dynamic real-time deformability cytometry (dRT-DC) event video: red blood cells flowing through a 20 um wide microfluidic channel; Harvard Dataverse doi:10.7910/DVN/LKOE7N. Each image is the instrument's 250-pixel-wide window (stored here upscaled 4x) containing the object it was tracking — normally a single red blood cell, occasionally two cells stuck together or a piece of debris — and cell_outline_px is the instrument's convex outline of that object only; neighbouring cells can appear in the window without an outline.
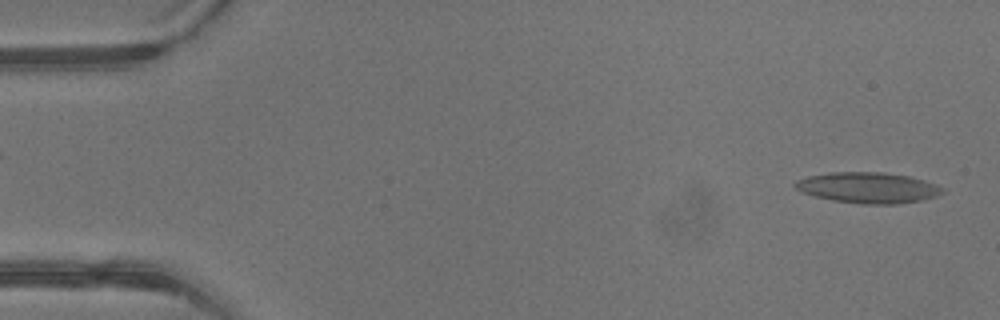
{"species": "common noctule bat (a hibernating species)", "species_latin": "Nyctalus noctula", "temperature_condition": "warm", "stored_images_in_passage": 4, "camera_frame_rate_fps": 3000, "um_per_image_px": 0.085, "animal": {"sex": "male", "body_mass_g": 13.3}, "frame": {"image": 1, "passage_image": 4, "time_ms": 1.0, "image_size_px": [1000, 320], "cell_outline_px": [[944, 192], [936, 196], [920, 200], [896, 204], [860, 204], [832, 200], [816, 196], [804, 192], [796, 188], [792, 184], [796, 180], [808, 176], [832, 172], [884, 172], [908, 176], [924, 180], [936, 184], [944, 188]], "centroid_in_image_um": [73.79, 15.95], "position_along_channel_um": 11.2, "area_um2": 26.36}}